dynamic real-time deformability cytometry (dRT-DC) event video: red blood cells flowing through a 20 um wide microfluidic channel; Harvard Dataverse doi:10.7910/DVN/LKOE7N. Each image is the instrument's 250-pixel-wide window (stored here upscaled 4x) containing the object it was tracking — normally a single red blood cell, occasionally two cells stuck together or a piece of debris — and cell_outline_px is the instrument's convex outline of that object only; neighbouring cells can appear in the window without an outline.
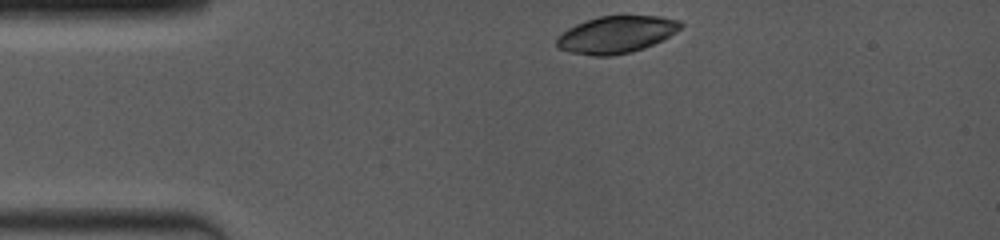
{"species": "common noctule bat (a hibernating species)", "species_latin": "Nyctalus noctula", "temperature_condition": "room temperature", "stored_images_in_passage": 7, "camera_frame_rate_fps": 4000, "um_per_image_px": 0.085, "animal": {"sex": "female", "body_mass_g": 19.0, "forearm_length_mm": 53.3}, "frame": {"image": 1, "passage_image": 1, "time_ms": 0.0, "image_size_px": [1000, 240], "cell_outline_px": [[684, 24], [676, 32], [644, 48], [632, 52], [612, 56], [592, 56], [568, 52], [556, 48], [556, 40], [568, 28], [584, 20], [600, 16], [660, 16], [680, 20]], "centroid_in_image_um": [52.36, 2.94], "position_along_channel_um": 32.6, "area_um2": 26.82}}